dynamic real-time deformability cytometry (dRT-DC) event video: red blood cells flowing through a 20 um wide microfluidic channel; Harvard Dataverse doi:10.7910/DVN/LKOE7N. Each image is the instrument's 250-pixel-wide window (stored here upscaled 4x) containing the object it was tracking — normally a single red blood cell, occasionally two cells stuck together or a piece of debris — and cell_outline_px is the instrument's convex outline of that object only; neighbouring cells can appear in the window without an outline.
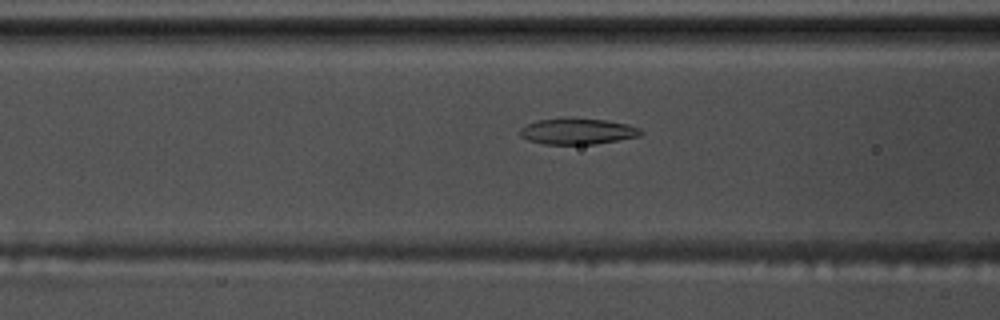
{"species": "common noctule bat (a hibernating species)", "species_latin": "Nyctalus noctula", "temperature_condition": "warm", "stored_images_in_passage": 48, "camera_frame_rate_fps": 3000, "um_per_image_px": 0.085, "animal": {"sex": "male", "body_mass_g": 17.5, "forearm_length_mm": 52.3}, "frame": {"image": 1, "passage_image": 20, "time_ms": 6.333, "image_size_px": [1000, 320], "cell_outline_px": [[644, 132], [640, 136], [596, 144], [544, 144], [528, 140], [520, 136], [520, 128], [536, 120], [564, 116], [608, 120], [628, 124], [640, 128]], "centroid_in_image_um": [49.09, 11.13], "position_along_channel_um": 117.5, "area_um2": 18.84}}
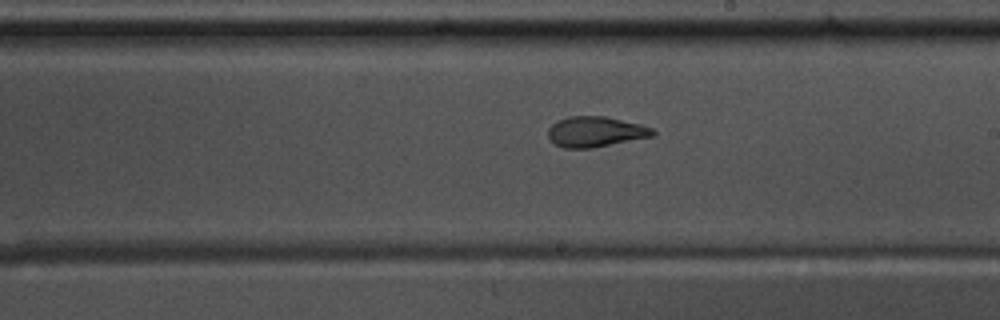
{"frame": {"image": 2, "passage_image": 30, "time_ms": 9.667, "image_size_px": [1000, 320], "cell_outline_px": [[656, 132], [652, 136], [592, 148], [564, 148], [556, 144], [548, 136], [548, 128], [556, 120], [568, 116], [604, 116], [640, 124], [652, 128]], "centroid_in_image_um": [50.59, 11.19], "position_along_channel_um": 238.4, "area_um2": 18.44}}
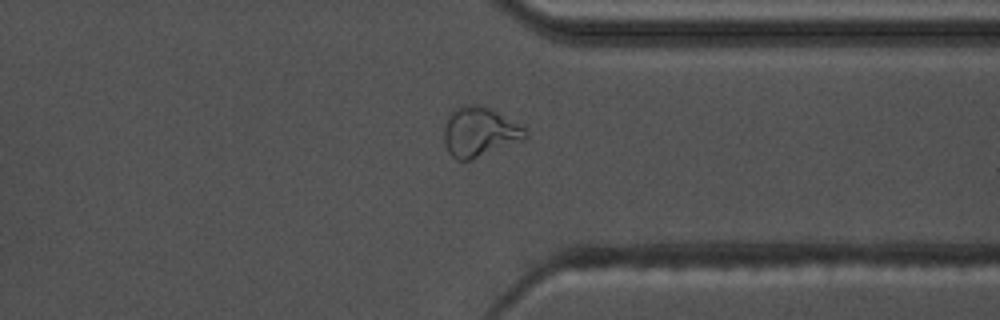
{"frame": {"image": 3, "passage_image": 41, "time_ms": 13.333, "image_size_px": [1000, 320], "cell_outline_px": [[528, 136], [524, 140], [468, 160], [456, 160], [448, 152], [444, 144], [444, 124], [452, 108], [460, 104], [480, 104], [496, 112], [524, 128], [528, 132]], "centroid_in_image_um": [40.7, 11.19], "position_along_channel_um": 370.7, "area_um2": 23.47}}